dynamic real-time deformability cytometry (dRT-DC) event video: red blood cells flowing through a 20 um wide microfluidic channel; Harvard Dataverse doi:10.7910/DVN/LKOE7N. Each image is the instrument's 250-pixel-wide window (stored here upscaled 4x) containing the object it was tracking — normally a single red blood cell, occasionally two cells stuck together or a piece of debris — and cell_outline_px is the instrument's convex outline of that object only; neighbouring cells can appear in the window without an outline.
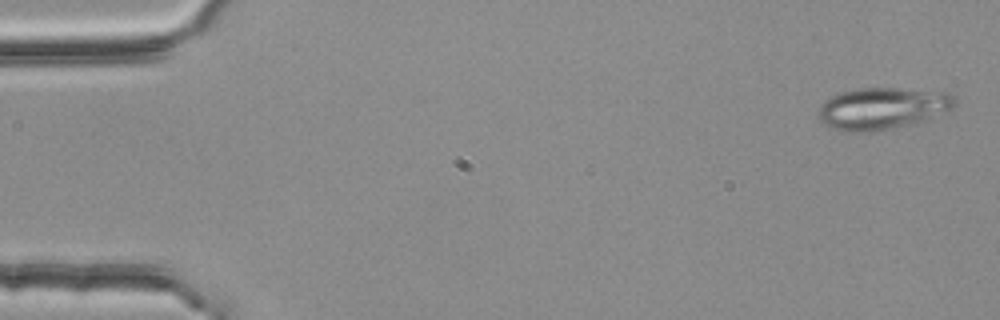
{"species": "common noctule bat (a hibernating species)", "species_latin": "Nyctalus noctula", "temperature_condition": "room temperature", "stored_images_in_passage": 4, "camera_frame_rate_fps": 3000, "um_per_image_px": 0.085, "animal": {"sex": "female", "body_mass_g": 25.1}, "frame": {"image": 1, "passage_image": 1, "time_ms": 0.0, "image_size_px": [1000, 320], "cell_outline_px": [[956, 104], [952, 108], [928, 120], [916, 124], [872, 132], [844, 132], [832, 128], [824, 124], [816, 116], [816, 112], [820, 104], [824, 100], [840, 92], [856, 88], [900, 88], [952, 92], [956, 96]], "centroid_in_image_um": [75.01, 9.22], "position_along_channel_um": 10.0, "area_um2": 34.22}}